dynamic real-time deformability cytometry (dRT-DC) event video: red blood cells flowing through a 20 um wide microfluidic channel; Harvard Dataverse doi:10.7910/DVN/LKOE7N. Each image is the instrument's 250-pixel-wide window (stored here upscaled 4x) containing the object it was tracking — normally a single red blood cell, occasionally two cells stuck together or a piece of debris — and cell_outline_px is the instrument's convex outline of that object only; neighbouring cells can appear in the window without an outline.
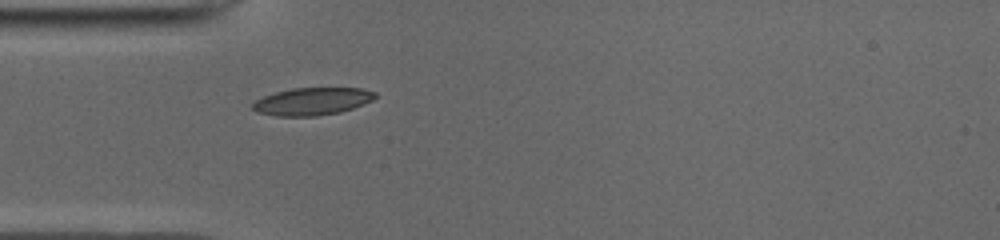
{"species": "common noctule bat (a hibernating species)", "species_latin": "Nyctalus noctula", "temperature_condition": "cold", "stored_images_in_passage": 37, "camera_frame_rate_fps": 3000, "um_per_image_px": 0.085, "animal": {"sex": "male", "body_mass_g": 19.0, "forearm_length_mm": 50.8}, "frame": {"image": 1, "passage_image": 1, "time_ms": 0.0, "image_size_px": [1000, 240], "cell_outline_px": [[376, 96], [372, 100], [352, 108], [340, 112], [316, 116], [276, 116], [256, 112], [252, 108], [252, 104], [256, 100], [264, 96], [276, 92], [292, 88], [360, 88], [376, 92]], "centroid_in_image_um": [26.51, 8.62], "position_along_channel_um": 58.5, "area_um2": 19.54}}
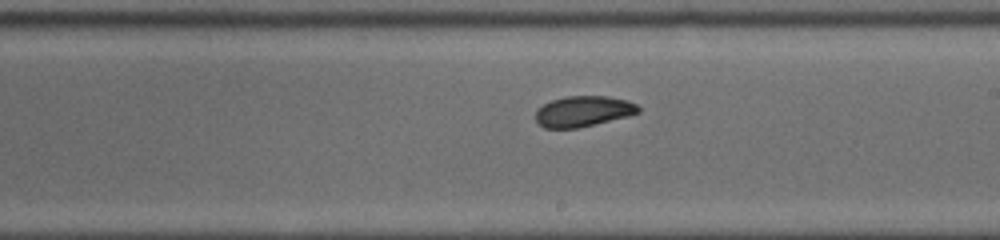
{"frame": {"image": 2, "passage_image": 15, "time_ms": 4.667, "image_size_px": [1000, 240], "cell_outline_px": [[640, 112], [628, 116], [576, 128], [544, 128], [536, 120], [536, 112], [544, 104], [552, 100], [564, 96], [608, 96], [624, 100], [636, 104], [640, 108]], "centroid_in_image_um": [49.57, 9.45], "position_along_channel_um": 239.4, "area_um2": 18.09}}
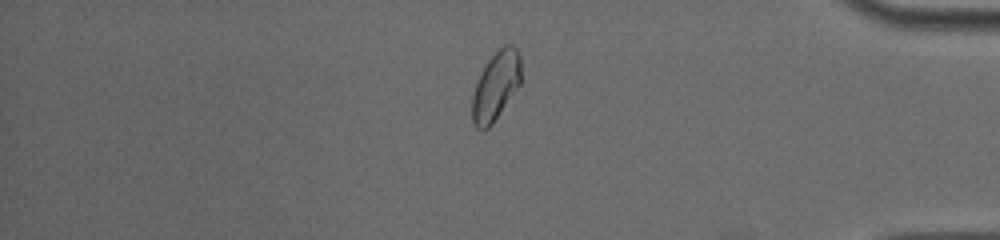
{"frame": {"image": 3, "passage_image": 29, "time_ms": 9.333, "image_size_px": [1000, 240], "cell_outline_px": [[520, 84], [492, 124], [488, 128], [480, 132], [476, 128], [472, 120], [472, 96], [476, 84], [488, 60], [504, 44], [512, 44], [516, 48], [520, 56]], "centroid_in_image_um": [42.14, 7.33], "position_along_channel_um": 393.1, "area_um2": 19.31}, "authors_computed_cell_mechanics": {"area_um2": 19.074, "velocity_mm_per_s": 3.935, "shape_relaxation_time_tau1_ms": 4.4072, "shape_relaxation_time_tau2_ms": 2.6665, "deformation_change_tau1": 0.1535, "deformation_change_tau2": 0.0746}}